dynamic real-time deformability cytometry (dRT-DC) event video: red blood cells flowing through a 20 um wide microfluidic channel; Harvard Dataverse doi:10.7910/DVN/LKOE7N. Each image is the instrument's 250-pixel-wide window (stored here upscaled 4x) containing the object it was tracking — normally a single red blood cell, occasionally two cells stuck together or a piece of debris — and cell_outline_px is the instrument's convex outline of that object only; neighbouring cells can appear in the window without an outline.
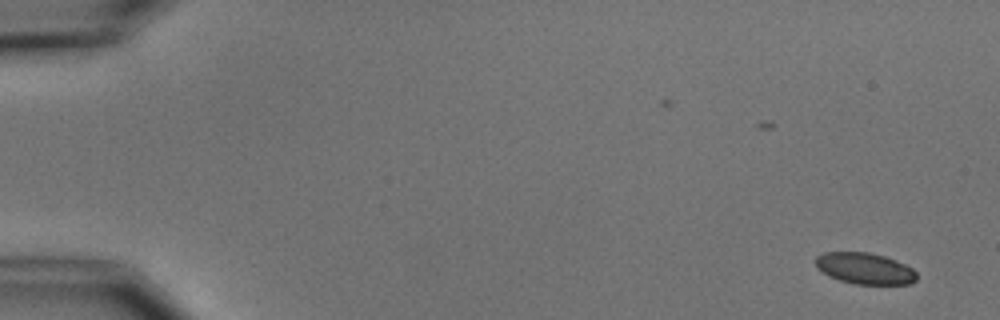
{"species": "common noctule bat (a hibernating species)", "species_latin": "Nyctalus noctula", "temperature_condition": "cold", "stored_images_in_passage": 8, "camera_frame_rate_fps": 3000, "um_per_image_px": 0.085, "animal": {"sex": "male", "body_mass_g": 15.6}, "frame": {"image": 1, "passage_image": 2, "time_ms": 1.333, "image_size_px": [1000, 320], "cell_outline_px": [[916, 280], [912, 284], [856, 284], [840, 280], [828, 276], [816, 268], [816, 256], [824, 252], [868, 252], [884, 256], [896, 260], [912, 268], [916, 272]], "centroid_in_image_um": [73.5, 22.82], "position_along_channel_um": 11.5, "area_um2": 18.5}}
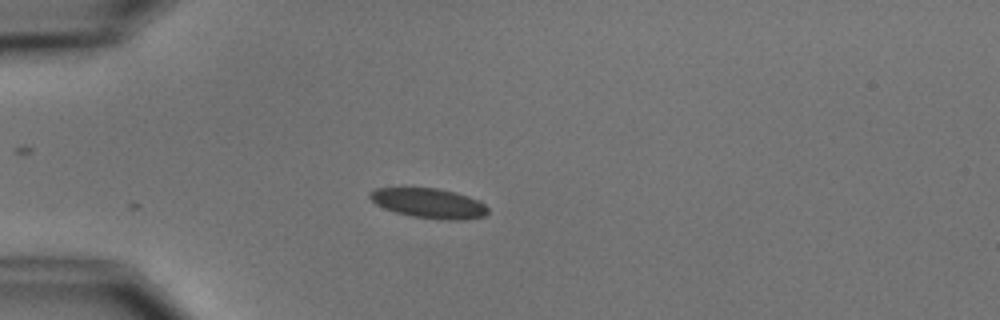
{"frame": {"image": 2, "passage_image": 5, "time_ms": 5.667, "image_size_px": [1000, 320], "cell_outline_px": [[488, 212], [484, 216], [464, 220], [444, 220], [412, 216], [396, 212], [384, 208], [376, 204], [368, 196], [368, 192], [376, 188], [436, 188], [456, 192], [480, 200], [488, 208]], "centroid_in_image_um": [36.47, 17.27], "position_along_channel_um": 48.5, "area_um2": 20.58}}
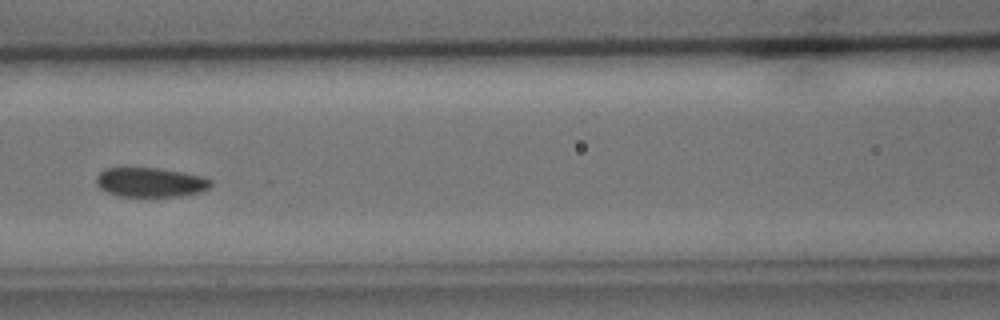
{"frame": {"image": 3, "passage_image": 8, "time_ms": 9.0, "image_size_px": [1000, 320], "cell_outline_px": [[212, 184], [208, 188], [200, 192], [184, 196], [116, 196], [100, 188], [96, 184], [96, 176], [104, 168], [160, 168], [204, 176], [212, 180]], "centroid_in_image_um": [12.8, 15.49], "position_along_channel_um": 153.8, "area_um2": 19.77}}